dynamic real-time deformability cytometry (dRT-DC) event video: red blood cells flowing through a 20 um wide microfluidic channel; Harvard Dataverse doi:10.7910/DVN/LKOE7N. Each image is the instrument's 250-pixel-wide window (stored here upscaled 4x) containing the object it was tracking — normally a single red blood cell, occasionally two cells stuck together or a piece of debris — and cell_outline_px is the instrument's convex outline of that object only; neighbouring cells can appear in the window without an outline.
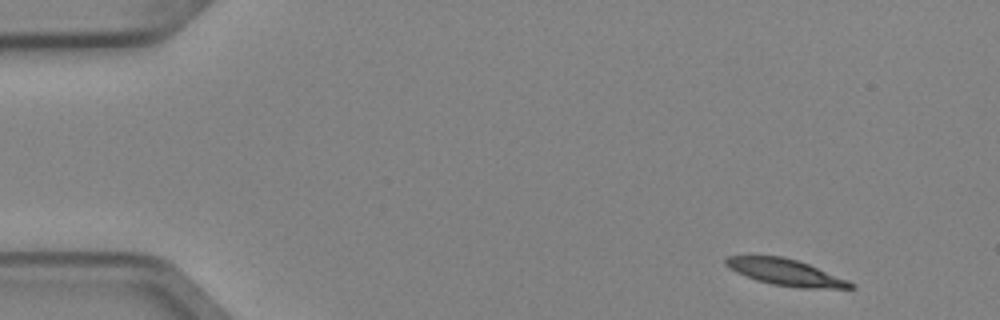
{"species": "Egyptian fruit bat (a non-hibernating species)", "species_latin": "Rousettus aegyptiacus", "temperature_condition": "cold", "stored_images_in_passage": 4, "camera_frame_rate_fps": 3000, "um_per_image_px": 0.085, "animal": {"sex": "female"}, "frame": {"image": 1, "passage_image": 1, "time_ms": 0.0, "image_size_px": [1000, 320], "cell_outline_px": [[856, 288], [800, 288], [772, 284], [756, 280], [736, 272], [728, 268], [724, 264], [724, 260], [728, 256], [784, 256], [808, 264], [848, 280], [856, 284]], "centroid_in_image_um": [66.77, 23.15], "position_along_channel_um": 18.2, "area_um2": 19.13}}
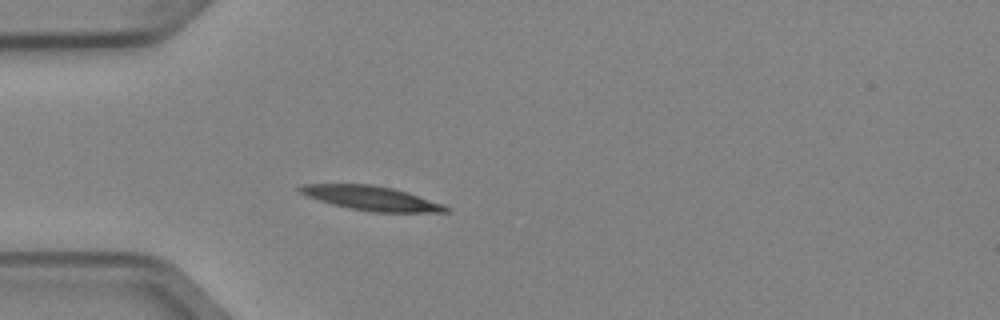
{"frame": {"image": 2, "passage_image": 4, "time_ms": 1.0, "image_size_px": [1000, 320], "cell_outline_px": [[452, 208], [448, 212], [372, 212], [348, 208], [332, 204], [308, 196], [300, 192], [296, 188], [300, 184], [372, 184], [392, 188], [408, 192], [444, 204]], "centroid_in_image_um": [31.59, 16.85], "position_along_channel_um": 53.4, "area_um2": 20.75}}